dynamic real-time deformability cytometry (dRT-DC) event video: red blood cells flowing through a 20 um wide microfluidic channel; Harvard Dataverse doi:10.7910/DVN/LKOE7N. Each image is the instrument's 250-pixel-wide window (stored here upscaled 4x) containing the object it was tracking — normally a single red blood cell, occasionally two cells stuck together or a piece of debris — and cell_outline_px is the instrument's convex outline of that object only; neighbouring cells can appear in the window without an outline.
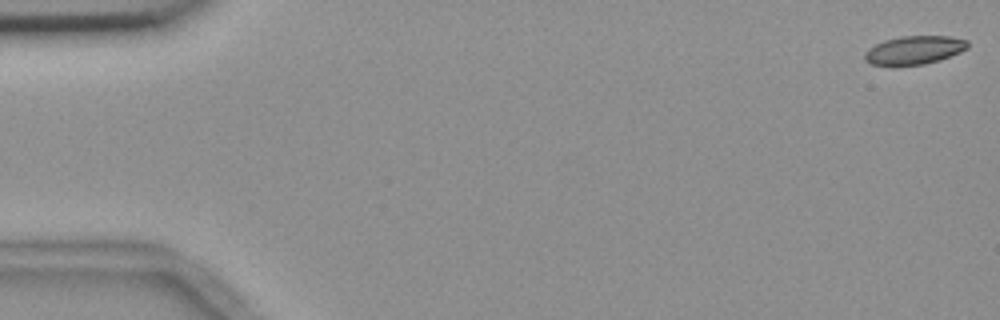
{"species": "common noctule bat (a hibernating species)", "species_latin": "Nyctalus noctula", "temperature_condition": "room temperature", "stored_images_in_passage": 56, "camera_frame_rate_fps": 3000, "um_per_image_px": 0.085, "animal": {"sex": "female", "body_mass_g": 18.4}, "frame": {"image": 1, "passage_image": 1, "time_ms": 0.0, "image_size_px": [1000, 320], "cell_outline_px": [[968, 48], [960, 52], [940, 60], [924, 64], [892, 68], [872, 64], [864, 60], [864, 52], [868, 48], [884, 40], [900, 36], [948, 36], [968, 40]], "centroid_in_image_um": [77.66, 4.29], "position_along_channel_um": 7.3, "area_um2": 17.63}}
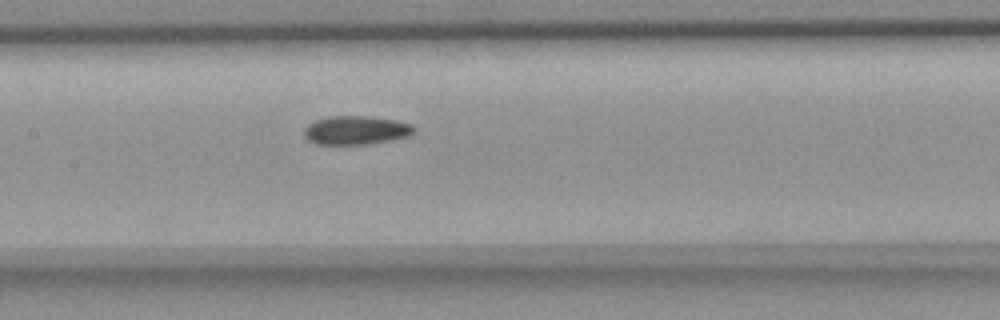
{"frame": {"image": 2, "passage_image": 27, "time_ms": 8.667, "image_size_px": [1000, 320], "cell_outline_px": [[416, 128], [408, 136], [388, 140], [364, 144], [316, 144], [308, 140], [304, 136], [304, 128], [308, 124], [316, 120], [328, 116], [364, 116], [396, 120], [412, 124]], "centroid_in_image_um": [30.22, 11.06], "position_along_channel_um": 177.2, "area_um2": 18.21}}
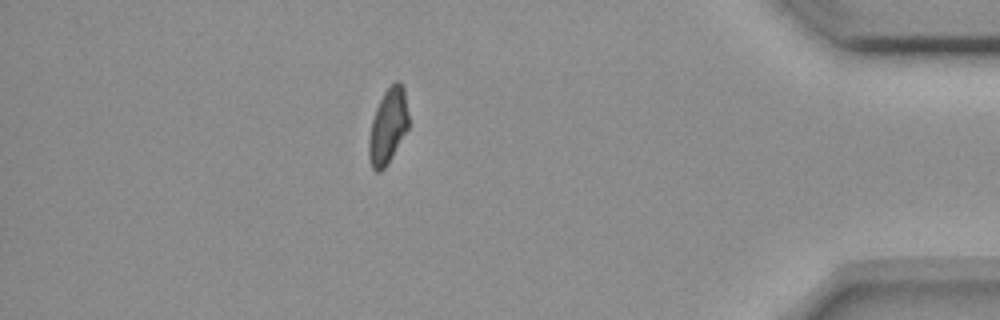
{"frame": {"image": 3, "passage_image": 49, "time_ms": 16.0, "image_size_px": [1000, 320], "cell_outline_px": [[408, 128], [384, 168], [380, 172], [376, 172], [372, 168], [368, 156], [368, 140], [372, 120], [376, 108], [384, 92], [396, 80], [400, 80], [404, 88], [408, 116]], "centroid_in_image_um": [32.96, 10.71], "position_along_channel_um": 402.2, "area_um2": 17.17}, "authors_computed_cell_mechanics": {"area_um2": 18.2648, "velocity_mm_per_s": 3.6478, "shape_relaxation_time_tau1_ms": 9.3533, "shape_relaxation_time_tau2_ms": null, "deformation_change_tau1": 0.1657, "deformation_change_tau2": null}}